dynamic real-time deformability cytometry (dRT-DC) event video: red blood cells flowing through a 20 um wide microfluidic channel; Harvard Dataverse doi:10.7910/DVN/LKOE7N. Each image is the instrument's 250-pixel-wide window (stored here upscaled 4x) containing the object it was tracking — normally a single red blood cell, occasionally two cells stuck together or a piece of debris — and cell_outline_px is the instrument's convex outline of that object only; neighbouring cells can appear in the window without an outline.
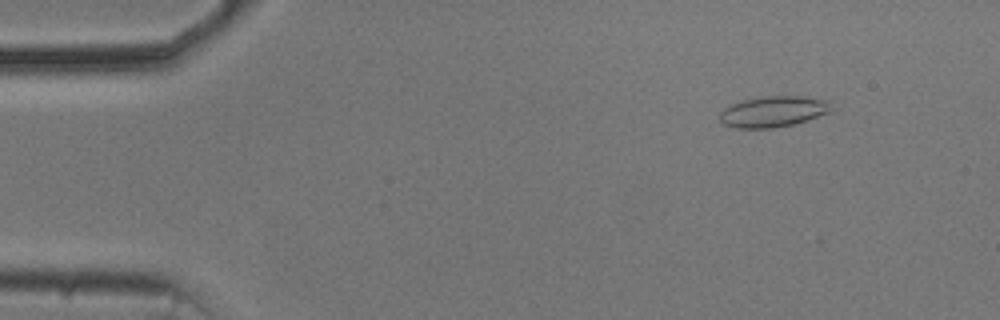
{"species": "common noctule bat (a hibernating species)", "species_latin": "Nyctalus noctula", "temperature_condition": "cold", "stored_images_in_passage": 25, "camera_frame_rate_fps": 3000, "um_per_image_px": 0.085, "animal": {"sex": "male", "body_mass_g": 20.5, "forearm_length_mm": 52.5}, "frame": {"image": 1, "passage_image": 6, "time_ms": 1.667, "image_size_px": [1000, 320], "cell_outline_px": [[836, 108], [832, 112], [808, 120], [792, 124], [772, 128], [736, 128], [724, 124], [720, 120], [720, 112], [724, 108], [732, 104], [744, 100], [764, 96], [804, 96], [828, 100]], "centroid_in_image_um": [65.8, 9.48], "position_along_channel_um": 19.2, "area_um2": 20.29}}
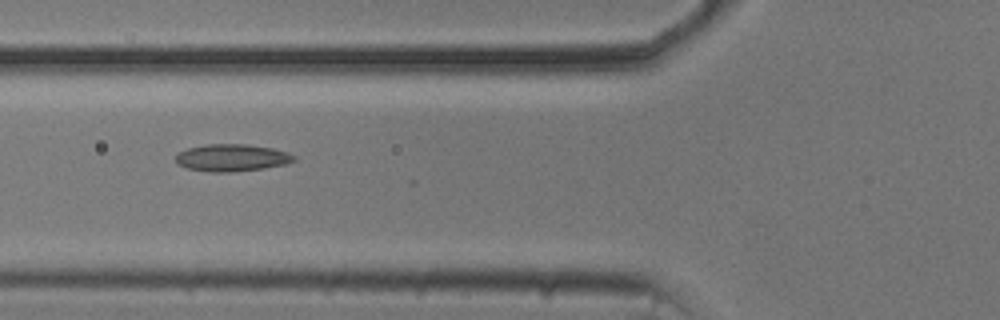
{"frame": {"image": 2, "passage_image": 20, "time_ms": 6.333, "image_size_px": [1000, 320], "cell_outline_px": [[296, 160], [288, 164], [264, 168], [232, 172], [212, 172], [188, 168], [176, 164], [176, 152], [188, 148], [204, 144], [244, 144], [272, 148], [288, 152], [296, 156]], "centroid_in_image_um": [19.71, 13.4], "position_along_channel_um": 106.1, "area_um2": 18.9}}
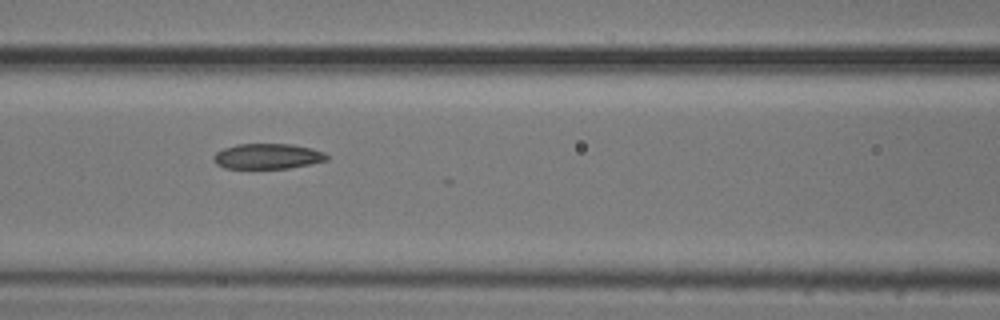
{"frame": {"image": 3, "passage_image": 23, "time_ms": 7.333, "image_size_px": [1000, 320], "cell_outline_px": [[328, 160], [288, 168], [224, 168], [216, 164], [212, 160], [212, 156], [216, 152], [224, 148], [236, 144], [292, 144], [312, 148], [324, 152], [328, 156]], "centroid_in_image_um": [22.71, 13.28], "position_along_channel_um": 143.9, "area_um2": 16.76}}